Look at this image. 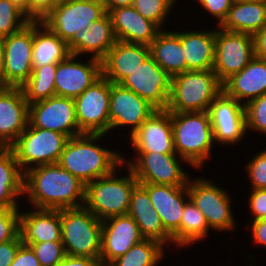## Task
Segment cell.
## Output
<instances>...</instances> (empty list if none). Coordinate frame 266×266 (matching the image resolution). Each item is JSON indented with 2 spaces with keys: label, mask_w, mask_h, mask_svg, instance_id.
Wrapping results in <instances>:
<instances>
[{
  "label": "cell",
  "mask_w": 266,
  "mask_h": 266,
  "mask_svg": "<svg viewBox=\"0 0 266 266\" xmlns=\"http://www.w3.org/2000/svg\"><path fill=\"white\" fill-rule=\"evenodd\" d=\"M31 208L60 210L84 205L85 184L58 163L24 172V195Z\"/></svg>",
  "instance_id": "obj_1"
},
{
  "label": "cell",
  "mask_w": 266,
  "mask_h": 266,
  "mask_svg": "<svg viewBox=\"0 0 266 266\" xmlns=\"http://www.w3.org/2000/svg\"><path fill=\"white\" fill-rule=\"evenodd\" d=\"M106 136L82 134L69 138L57 163L85 185L111 174L122 164L123 153L102 146Z\"/></svg>",
  "instance_id": "obj_2"
},
{
  "label": "cell",
  "mask_w": 266,
  "mask_h": 266,
  "mask_svg": "<svg viewBox=\"0 0 266 266\" xmlns=\"http://www.w3.org/2000/svg\"><path fill=\"white\" fill-rule=\"evenodd\" d=\"M170 115L176 154L201 171L208 159L212 160L216 146L208 111L170 112Z\"/></svg>",
  "instance_id": "obj_3"
},
{
  "label": "cell",
  "mask_w": 266,
  "mask_h": 266,
  "mask_svg": "<svg viewBox=\"0 0 266 266\" xmlns=\"http://www.w3.org/2000/svg\"><path fill=\"white\" fill-rule=\"evenodd\" d=\"M120 171H124L126 175L122 176ZM138 184L132 170L122 163L111 174L85 185L83 206L101 221L113 216L126 215L132 192Z\"/></svg>",
  "instance_id": "obj_4"
},
{
  "label": "cell",
  "mask_w": 266,
  "mask_h": 266,
  "mask_svg": "<svg viewBox=\"0 0 266 266\" xmlns=\"http://www.w3.org/2000/svg\"><path fill=\"white\" fill-rule=\"evenodd\" d=\"M222 91V83L212 69L185 71L171 78L167 110L169 112L208 111Z\"/></svg>",
  "instance_id": "obj_5"
},
{
  "label": "cell",
  "mask_w": 266,
  "mask_h": 266,
  "mask_svg": "<svg viewBox=\"0 0 266 266\" xmlns=\"http://www.w3.org/2000/svg\"><path fill=\"white\" fill-rule=\"evenodd\" d=\"M59 211L65 253L100 258L102 221L84 206Z\"/></svg>",
  "instance_id": "obj_6"
},
{
  "label": "cell",
  "mask_w": 266,
  "mask_h": 266,
  "mask_svg": "<svg viewBox=\"0 0 266 266\" xmlns=\"http://www.w3.org/2000/svg\"><path fill=\"white\" fill-rule=\"evenodd\" d=\"M199 177L191 176L188 180L189 198L204 214L206 222L213 232H234L239 223H236L235 213H233L235 212L232 208L234 198L232 199L233 196L228 193L230 191L218 186L219 184L214 183L210 178L208 180L202 175Z\"/></svg>",
  "instance_id": "obj_7"
},
{
  "label": "cell",
  "mask_w": 266,
  "mask_h": 266,
  "mask_svg": "<svg viewBox=\"0 0 266 266\" xmlns=\"http://www.w3.org/2000/svg\"><path fill=\"white\" fill-rule=\"evenodd\" d=\"M132 157L127 159L122 154V163L132 170L139 184L187 186L191 177L186 169L188 163L177 154L149 152L134 153Z\"/></svg>",
  "instance_id": "obj_8"
},
{
  "label": "cell",
  "mask_w": 266,
  "mask_h": 266,
  "mask_svg": "<svg viewBox=\"0 0 266 266\" xmlns=\"http://www.w3.org/2000/svg\"><path fill=\"white\" fill-rule=\"evenodd\" d=\"M68 140L67 135L35 128L28 123L10 148L22 171L26 172L36 166L57 163Z\"/></svg>",
  "instance_id": "obj_9"
},
{
  "label": "cell",
  "mask_w": 266,
  "mask_h": 266,
  "mask_svg": "<svg viewBox=\"0 0 266 266\" xmlns=\"http://www.w3.org/2000/svg\"><path fill=\"white\" fill-rule=\"evenodd\" d=\"M254 58L253 35L215 28V61L213 71L223 84L242 71Z\"/></svg>",
  "instance_id": "obj_10"
},
{
  "label": "cell",
  "mask_w": 266,
  "mask_h": 266,
  "mask_svg": "<svg viewBox=\"0 0 266 266\" xmlns=\"http://www.w3.org/2000/svg\"><path fill=\"white\" fill-rule=\"evenodd\" d=\"M102 0H70L52 9L41 22L68 43L78 31L106 14Z\"/></svg>",
  "instance_id": "obj_11"
},
{
  "label": "cell",
  "mask_w": 266,
  "mask_h": 266,
  "mask_svg": "<svg viewBox=\"0 0 266 266\" xmlns=\"http://www.w3.org/2000/svg\"><path fill=\"white\" fill-rule=\"evenodd\" d=\"M76 119L82 134H108L110 127V81L101 76L74 99Z\"/></svg>",
  "instance_id": "obj_12"
},
{
  "label": "cell",
  "mask_w": 266,
  "mask_h": 266,
  "mask_svg": "<svg viewBox=\"0 0 266 266\" xmlns=\"http://www.w3.org/2000/svg\"><path fill=\"white\" fill-rule=\"evenodd\" d=\"M216 146L234 147L246 141L245 107L222 91L208 110ZM230 145V146H229Z\"/></svg>",
  "instance_id": "obj_13"
},
{
  "label": "cell",
  "mask_w": 266,
  "mask_h": 266,
  "mask_svg": "<svg viewBox=\"0 0 266 266\" xmlns=\"http://www.w3.org/2000/svg\"><path fill=\"white\" fill-rule=\"evenodd\" d=\"M156 110L153 105L135 92L121 84L110 82L109 134L121 128L125 130L127 128V131L130 129L128 133L130 137Z\"/></svg>",
  "instance_id": "obj_14"
},
{
  "label": "cell",
  "mask_w": 266,
  "mask_h": 266,
  "mask_svg": "<svg viewBox=\"0 0 266 266\" xmlns=\"http://www.w3.org/2000/svg\"><path fill=\"white\" fill-rule=\"evenodd\" d=\"M29 124L35 128L52 130L69 138L82 135L79 131L74 99L53 96L29 104Z\"/></svg>",
  "instance_id": "obj_15"
},
{
  "label": "cell",
  "mask_w": 266,
  "mask_h": 266,
  "mask_svg": "<svg viewBox=\"0 0 266 266\" xmlns=\"http://www.w3.org/2000/svg\"><path fill=\"white\" fill-rule=\"evenodd\" d=\"M5 87H22L32 73L33 21L3 38Z\"/></svg>",
  "instance_id": "obj_16"
},
{
  "label": "cell",
  "mask_w": 266,
  "mask_h": 266,
  "mask_svg": "<svg viewBox=\"0 0 266 266\" xmlns=\"http://www.w3.org/2000/svg\"><path fill=\"white\" fill-rule=\"evenodd\" d=\"M171 78L149 55L120 84L147 100L156 109H167L171 93Z\"/></svg>",
  "instance_id": "obj_17"
},
{
  "label": "cell",
  "mask_w": 266,
  "mask_h": 266,
  "mask_svg": "<svg viewBox=\"0 0 266 266\" xmlns=\"http://www.w3.org/2000/svg\"><path fill=\"white\" fill-rule=\"evenodd\" d=\"M70 54L57 64L55 74L56 96L75 99L102 76L101 61Z\"/></svg>",
  "instance_id": "obj_18"
},
{
  "label": "cell",
  "mask_w": 266,
  "mask_h": 266,
  "mask_svg": "<svg viewBox=\"0 0 266 266\" xmlns=\"http://www.w3.org/2000/svg\"><path fill=\"white\" fill-rule=\"evenodd\" d=\"M129 138L134 153L176 154L171 115L167 109H157Z\"/></svg>",
  "instance_id": "obj_19"
},
{
  "label": "cell",
  "mask_w": 266,
  "mask_h": 266,
  "mask_svg": "<svg viewBox=\"0 0 266 266\" xmlns=\"http://www.w3.org/2000/svg\"><path fill=\"white\" fill-rule=\"evenodd\" d=\"M147 192L152 206L159 214L165 231L172 237L171 248L179 249V226L186 201L187 186L140 184Z\"/></svg>",
  "instance_id": "obj_20"
},
{
  "label": "cell",
  "mask_w": 266,
  "mask_h": 266,
  "mask_svg": "<svg viewBox=\"0 0 266 266\" xmlns=\"http://www.w3.org/2000/svg\"><path fill=\"white\" fill-rule=\"evenodd\" d=\"M142 240L139 226L130 215L107 218L102 221L100 259L108 266Z\"/></svg>",
  "instance_id": "obj_21"
},
{
  "label": "cell",
  "mask_w": 266,
  "mask_h": 266,
  "mask_svg": "<svg viewBox=\"0 0 266 266\" xmlns=\"http://www.w3.org/2000/svg\"><path fill=\"white\" fill-rule=\"evenodd\" d=\"M29 104L21 87H5L0 92V148H10L25 131Z\"/></svg>",
  "instance_id": "obj_22"
},
{
  "label": "cell",
  "mask_w": 266,
  "mask_h": 266,
  "mask_svg": "<svg viewBox=\"0 0 266 266\" xmlns=\"http://www.w3.org/2000/svg\"><path fill=\"white\" fill-rule=\"evenodd\" d=\"M117 38L108 13L97 21L92 22L88 28L75 33L67 43L72 55L87 56L102 60L115 45Z\"/></svg>",
  "instance_id": "obj_23"
},
{
  "label": "cell",
  "mask_w": 266,
  "mask_h": 266,
  "mask_svg": "<svg viewBox=\"0 0 266 266\" xmlns=\"http://www.w3.org/2000/svg\"><path fill=\"white\" fill-rule=\"evenodd\" d=\"M150 55V47L145 44L116 41L101 60L102 76L111 83L120 84L131 75Z\"/></svg>",
  "instance_id": "obj_24"
},
{
  "label": "cell",
  "mask_w": 266,
  "mask_h": 266,
  "mask_svg": "<svg viewBox=\"0 0 266 266\" xmlns=\"http://www.w3.org/2000/svg\"><path fill=\"white\" fill-rule=\"evenodd\" d=\"M118 41L150 45L161 29L140 15L133 6L118 7L107 12Z\"/></svg>",
  "instance_id": "obj_25"
},
{
  "label": "cell",
  "mask_w": 266,
  "mask_h": 266,
  "mask_svg": "<svg viewBox=\"0 0 266 266\" xmlns=\"http://www.w3.org/2000/svg\"><path fill=\"white\" fill-rule=\"evenodd\" d=\"M19 235L23 244L62 241L59 210L36 209L29 206L20 210Z\"/></svg>",
  "instance_id": "obj_26"
},
{
  "label": "cell",
  "mask_w": 266,
  "mask_h": 266,
  "mask_svg": "<svg viewBox=\"0 0 266 266\" xmlns=\"http://www.w3.org/2000/svg\"><path fill=\"white\" fill-rule=\"evenodd\" d=\"M127 214L137 223L144 239L157 241L169 249L172 237L165 231L159 214L151 204L148 192L140 184L132 192Z\"/></svg>",
  "instance_id": "obj_27"
},
{
  "label": "cell",
  "mask_w": 266,
  "mask_h": 266,
  "mask_svg": "<svg viewBox=\"0 0 266 266\" xmlns=\"http://www.w3.org/2000/svg\"><path fill=\"white\" fill-rule=\"evenodd\" d=\"M223 91L244 106L266 93V60L254 57L223 84Z\"/></svg>",
  "instance_id": "obj_28"
},
{
  "label": "cell",
  "mask_w": 266,
  "mask_h": 266,
  "mask_svg": "<svg viewBox=\"0 0 266 266\" xmlns=\"http://www.w3.org/2000/svg\"><path fill=\"white\" fill-rule=\"evenodd\" d=\"M180 31V41L188 70L213 69L215 61V27Z\"/></svg>",
  "instance_id": "obj_29"
},
{
  "label": "cell",
  "mask_w": 266,
  "mask_h": 266,
  "mask_svg": "<svg viewBox=\"0 0 266 266\" xmlns=\"http://www.w3.org/2000/svg\"><path fill=\"white\" fill-rule=\"evenodd\" d=\"M23 195L24 172L13 150L0 148V207L20 209V206L23 207L20 205Z\"/></svg>",
  "instance_id": "obj_30"
},
{
  "label": "cell",
  "mask_w": 266,
  "mask_h": 266,
  "mask_svg": "<svg viewBox=\"0 0 266 266\" xmlns=\"http://www.w3.org/2000/svg\"><path fill=\"white\" fill-rule=\"evenodd\" d=\"M266 26V3L234 0L220 28L254 35Z\"/></svg>",
  "instance_id": "obj_31"
},
{
  "label": "cell",
  "mask_w": 266,
  "mask_h": 266,
  "mask_svg": "<svg viewBox=\"0 0 266 266\" xmlns=\"http://www.w3.org/2000/svg\"><path fill=\"white\" fill-rule=\"evenodd\" d=\"M161 30L149 45L150 55L171 77L186 71L180 31Z\"/></svg>",
  "instance_id": "obj_32"
},
{
  "label": "cell",
  "mask_w": 266,
  "mask_h": 266,
  "mask_svg": "<svg viewBox=\"0 0 266 266\" xmlns=\"http://www.w3.org/2000/svg\"><path fill=\"white\" fill-rule=\"evenodd\" d=\"M67 43L41 21H33L32 66L58 64L69 55Z\"/></svg>",
  "instance_id": "obj_33"
},
{
  "label": "cell",
  "mask_w": 266,
  "mask_h": 266,
  "mask_svg": "<svg viewBox=\"0 0 266 266\" xmlns=\"http://www.w3.org/2000/svg\"><path fill=\"white\" fill-rule=\"evenodd\" d=\"M210 230L204 214L189 198L185 203L179 226V250L181 248L185 250L192 247L193 244L195 246L199 241L201 243V241L206 240L211 232L214 233Z\"/></svg>",
  "instance_id": "obj_34"
},
{
  "label": "cell",
  "mask_w": 266,
  "mask_h": 266,
  "mask_svg": "<svg viewBox=\"0 0 266 266\" xmlns=\"http://www.w3.org/2000/svg\"><path fill=\"white\" fill-rule=\"evenodd\" d=\"M167 250L157 241L144 239L108 266H158L163 263Z\"/></svg>",
  "instance_id": "obj_35"
},
{
  "label": "cell",
  "mask_w": 266,
  "mask_h": 266,
  "mask_svg": "<svg viewBox=\"0 0 266 266\" xmlns=\"http://www.w3.org/2000/svg\"><path fill=\"white\" fill-rule=\"evenodd\" d=\"M56 70L57 64H49L32 69L29 79L21 87L28 104L56 96Z\"/></svg>",
  "instance_id": "obj_36"
},
{
  "label": "cell",
  "mask_w": 266,
  "mask_h": 266,
  "mask_svg": "<svg viewBox=\"0 0 266 266\" xmlns=\"http://www.w3.org/2000/svg\"><path fill=\"white\" fill-rule=\"evenodd\" d=\"M180 0H133L132 6L144 18L155 23L161 30ZM171 12V13H170Z\"/></svg>",
  "instance_id": "obj_37"
},
{
  "label": "cell",
  "mask_w": 266,
  "mask_h": 266,
  "mask_svg": "<svg viewBox=\"0 0 266 266\" xmlns=\"http://www.w3.org/2000/svg\"><path fill=\"white\" fill-rule=\"evenodd\" d=\"M31 20L10 0H0V38L23 29Z\"/></svg>",
  "instance_id": "obj_38"
},
{
  "label": "cell",
  "mask_w": 266,
  "mask_h": 266,
  "mask_svg": "<svg viewBox=\"0 0 266 266\" xmlns=\"http://www.w3.org/2000/svg\"><path fill=\"white\" fill-rule=\"evenodd\" d=\"M244 107L247 136L250 131L266 135V93L248 102Z\"/></svg>",
  "instance_id": "obj_39"
},
{
  "label": "cell",
  "mask_w": 266,
  "mask_h": 266,
  "mask_svg": "<svg viewBox=\"0 0 266 266\" xmlns=\"http://www.w3.org/2000/svg\"><path fill=\"white\" fill-rule=\"evenodd\" d=\"M35 253L40 266H57L66 256L62 241H47L28 244Z\"/></svg>",
  "instance_id": "obj_40"
},
{
  "label": "cell",
  "mask_w": 266,
  "mask_h": 266,
  "mask_svg": "<svg viewBox=\"0 0 266 266\" xmlns=\"http://www.w3.org/2000/svg\"><path fill=\"white\" fill-rule=\"evenodd\" d=\"M243 170L247 173L250 183V190H266V147L256 151V155H251Z\"/></svg>",
  "instance_id": "obj_41"
},
{
  "label": "cell",
  "mask_w": 266,
  "mask_h": 266,
  "mask_svg": "<svg viewBox=\"0 0 266 266\" xmlns=\"http://www.w3.org/2000/svg\"><path fill=\"white\" fill-rule=\"evenodd\" d=\"M20 209L0 207V243L14 239L19 234Z\"/></svg>",
  "instance_id": "obj_42"
},
{
  "label": "cell",
  "mask_w": 266,
  "mask_h": 266,
  "mask_svg": "<svg viewBox=\"0 0 266 266\" xmlns=\"http://www.w3.org/2000/svg\"><path fill=\"white\" fill-rule=\"evenodd\" d=\"M195 1V0H194ZM234 0H196L198 8L199 6L203 9L201 12L209 13L211 19L217 21L216 26H220L226 19L229 9L232 6Z\"/></svg>",
  "instance_id": "obj_43"
},
{
  "label": "cell",
  "mask_w": 266,
  "mask_h": 266,
  "mask_svg": "<svg viewBox=\"0 0 266 266\" xmlns=\"http://www.w3.org/2000/svg\"><path fill=\"white\" fill-rule=\"evenodd\" d=\"M248 195V208L251 214L250 221L266 218V190H250Z\"/></svg>",
  "instance_id": "obj_44"
},
{
  "label": "cell",
  "mask_w": 266,
  "mask_h": 266,
  "mask_svg": "<svg viewBox=\"0 0 266 266\" xmlns=\"http://www.w3.org/2000/svg\"><path fill=\"white\" fill-rule=\"evenodd\" d=\"M22 244L19 234L10 241L0 243V266H10Z\"/></svg>",
  "instance_id": "obj_45"
},
{
  "label": "cell",
  "mask_w": 266,
  "mask_h": 266,
  "mask_svg": "<svg viewBox=\"0 0 266 266\" xmlns=\"http://www.w3.org/2000/svg\"><path fill=\"white\" fill-rule=\"evenodd\" d=\"M246 224H244L247 227L246 230H251V237L253 238L251 241L254 247L255 245H259L260 248L266 247V218L257 221H247Z\"/></svg>",
  "instance_id": "obj_46"
},
{
  "label": "cell",
  "mask_w": 266,
  "mask_h": 266,
  "mask_svg": "<svg viewBox=\"0 0 266 266\" xmlns=\"http://www.w3.org/2000/svg\"><path fill=\"white\" fill-rule=\"evenodd\" d=\"M10 266H40L34 251L29 245L22 244Z\"/></svg>",
  "instance_id": "obj_47"
},
{
  "label": "cell",
  "mask_w": 266,
  "mask_h": 266,
  "mask_svg": "<svg viewBox=\"0 0 266 266\" xmlns=\"http://www.w3.org/2000/svg\"><path fill=\"white\" fill-rule=\"evenodd\" d=\"M50 12V0H28V18L41 21Z\"/></svg>",
  "instance_id": "obj_48"
},
{
  "label": "cell",
  "mask_w": 266,
  "mask_h": 266,
  "mask_svg": "<svg viewBox=\"0 0 266 266\" xmlns=\"http://www.w3.org/2000/svg\"><path fill=\"white\" fill-rule=\"evenodd\" d=\"M57 266H105L100 258L67 255Z\"/></svg>",
  "instance_id": "obj_49"
},
{
  "label": "cell",
  "mask_w": 266,
  "mask_h": 266,
  "mask_svg": "<svg viewBox=\"0 0 266 266\" xmlns=\"http://www.w3.org/2000/svg\"><path fill=\"white\" fill-rule=\"evenodd\" d=\"M254 57L266 60V26L253 35Z\"/></svg>",
  "instance_id": "obj_50"
},
{
  "label": "cell",
  "mask_w": 266,
  "mask_h": 266,
  "mask_svg": "<svg viewBox=\"0 0 266 266\" xmlns=\"http://www.w3.org/2000/svg\"><path fill=\"white\" fill-rule=\"evenodd\" d=\"M106 12L110 9L118 8V7H125V6H132L133 0H102Z\"/></svg>",
  "instance_id": "obj_51"
},
{
  "label": "cell",
  "mask_w": 266,
  "mask_h": 266,
  "mask_svg": "<svg viewBox=\"0 0 266 266\" xmlns=\"http://www.w3.org/2000/svg\"><path fill=\"white\" fill-rule=\"evenodd\" d=\"M4 72V43L3 38H0V83L3 84Z\"/></svg>",
  "instance_id": "obj_52"
},
{
  "label": "cell",
  "mask_w": 266,
  "mask_h": 266,
  "mask_svg": "<svg viewBox=\"0 0 266 266\" xmlns=\"http://www.w3.org/2000/svg\"><path fill=\"white\" fill-rule=\"evenodd\" d=\"M14 4H16L18 7H20L25 15L28 17V0H10Z\"/></svg>",
  "instance_id": "obj_53"
},
{
  "label": "cell",
  "mask_w": 266,
  "mask_h": 266,
  "mask_svg": "<svg viewBox=\"0 0 266 266\" xmlns=\"http://www.w3.org/2000/svg\"><path fill=\"white\" fill-rule=\"evenodd\" d=\"M70 0H50V11L56 7L63 6Z\"/></svg>",
  "instance_id": "obj_54"
},
{
  "label": "cell",
  "mask_w": 266,
  "mask_h": 266,
  "mask_svg": "<svg viewBox=\"0 0 266 266\" xmlns=\"http://www.w3.org/2000/svg\"><path fill=\"white\" fill-rule=\"evenodd\" d=\"M255 255L253 254H251V255H248L247 256V259L249 260V265L248 266H256V263H255V257H254ZM251 261V262H250ZM253 263V264H252Z\"/></svg>",
  "instance_id": "obj_55"
},
{
  "label": "cell",
  "mask_w": 266,
  "mask_h": 266,
  "mask_svg": "<svg viewBox=\"0 0 266 266\" xmlns=\"http://www.w3.org/2000/svg\"><path fill=\"white\" fill-rule=\"evenodd\" d=\"M5 88L3 84L0 83V92Z\"/></svg>",
  "instance_id": "obj_56"
},
{
  "label": "cell",
  "mask_w": 266,
  "mask_h": 266,
  "mask_svg": "<svg viewBox=\"0 0 266 266\" xmlns=\"http://www.w3.org/2000/svg\"><path fill=\"white\" fill-rule=\"evenodd\" d=\"M247 1H259V2H265L266 3V0H247Z\"/></svg>",
  "instance_id": "obj_57"
}]
</instances>
